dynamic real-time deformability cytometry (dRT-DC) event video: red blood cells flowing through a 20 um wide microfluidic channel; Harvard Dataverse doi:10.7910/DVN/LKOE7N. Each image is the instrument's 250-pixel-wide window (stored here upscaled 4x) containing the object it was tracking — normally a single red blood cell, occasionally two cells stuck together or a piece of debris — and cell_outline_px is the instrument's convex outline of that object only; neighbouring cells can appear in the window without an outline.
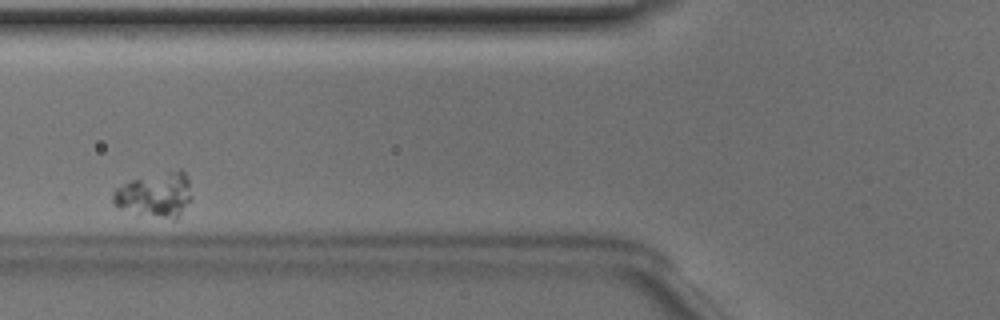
{"species": "Egyptian fruit bat (a non-hibernating species)", "species_latin": "Rousettus aegyptiacus", "temperature_condition": "room temperature", "stored_images_in_passage": 4, "camera_frame_rate_fps": 3000, "um_per_image_px": 0.085, "animal": {"sex": "male"}, "frame": {"image": 1, "passage_image": 2, "time_ms": 0.333, "image_size_px": [1000, 320], "cell_outline_px": [[192, 200], [176, 220], [172, 220], [116, 208], [112, 204], [112, 192], [116, 188], [132, 180], [180, 168], [184, 172], [188, 180], [192, 196]], "centroid_in_image_um": [13.21, 16.57], "position_along_channel_um": 112.6, "area_um2": 20.63}}
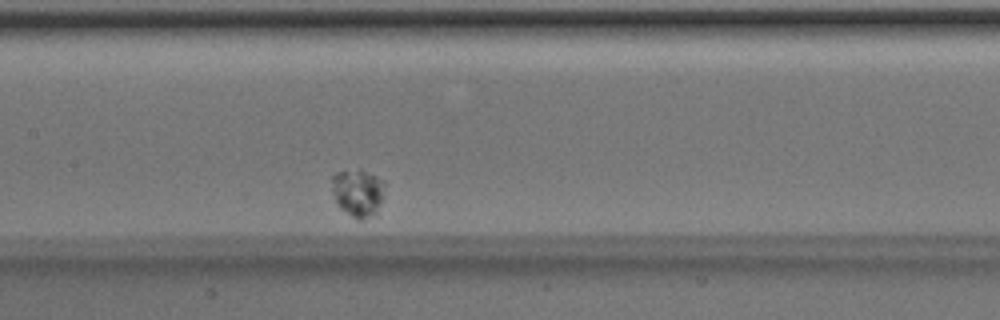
{"frame": {"image": 2, "passage_image": 4, "time_ms": 1.0, "image_size_px": [1000, 320], "cell_outline_px": [[384, 184], [380, 204], [376, 216], [364, 220], [356, 220], [340, 208], [332, 192], [332, 176], [336, 172], [360, 168], [384, 180]], "centroid_in_image_um": [30.42, 16.39], "position_along_channel_um": 177.0, "area_um2": 14.91}}